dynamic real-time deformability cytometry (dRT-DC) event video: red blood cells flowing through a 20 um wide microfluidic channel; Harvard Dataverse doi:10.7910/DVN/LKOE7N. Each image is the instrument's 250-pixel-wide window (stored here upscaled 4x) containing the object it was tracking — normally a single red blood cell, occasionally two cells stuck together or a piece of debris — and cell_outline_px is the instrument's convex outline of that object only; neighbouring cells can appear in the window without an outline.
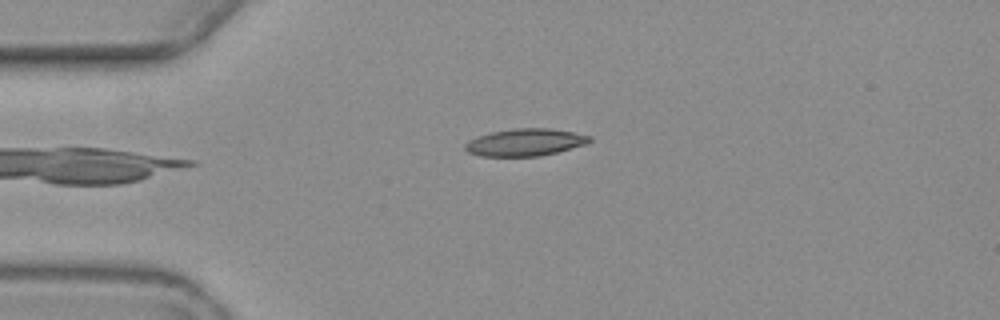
{"species": "common noctule bat (a hibernating species)", "species_latin": "Nyctalus noctula", "temperature_condition": "warm", "stored_images_in_passage": 5, "camera_frame_rate_fps": 3000, "um_per_image_px": 0.085, "animal": {"sex": "female", "body_mass_g": 19.3, "forearm_length_mm": 54.1}, "frame": {"image": 1, "passage_image": 5, "time_ms": 5.667, "image_size_px": [1000, 320], "cell_outline_px": [[592, 140], [584, 144], [556, 152], [540, 156], [480, 156], [468, 152], [464, 148], [464, 144], [468, 140], [492, 132], [516, 128], [552, 128], [592, 136]], "centroid_in_image_um": [44.62, 12.09], "position_along_channel_um": 40.4, "area_um2": 19.59}}